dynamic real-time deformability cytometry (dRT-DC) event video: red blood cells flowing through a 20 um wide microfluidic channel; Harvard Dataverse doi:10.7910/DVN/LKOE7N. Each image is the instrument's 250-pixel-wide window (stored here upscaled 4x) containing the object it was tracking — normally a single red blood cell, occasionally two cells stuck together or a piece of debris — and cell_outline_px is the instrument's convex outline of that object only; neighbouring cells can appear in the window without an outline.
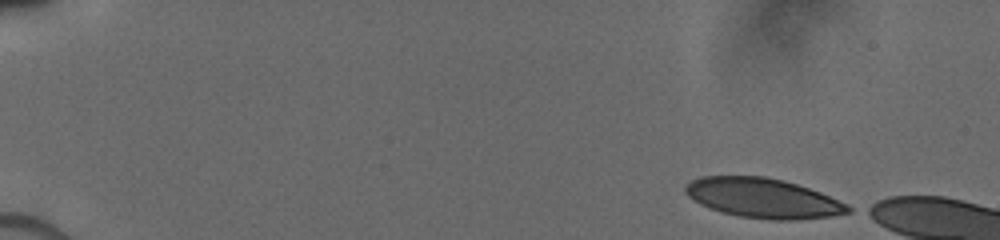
{"species": "human", "species_latin": "Homo sapiens", "temperature_condition": "cold", "stored_images_in_passage": 16, "camera_frame_rate_fps": 3000, "um_per_image_px": 0.085, "donor": {"sex": "male"}, "frame": {"image": 1, "passage_image": 1, "time_ms": 0.0, "image_size_px": [1000, 240], "cell_outline_px": [[856, 208], [852, 212], [832, 216], [796, 220], [772, 220], [740, 216], [708, 208], [700, 204], [688, 196], [684, 192], [684, 188], [692, 180], [700, 176], [764, 176], [784, 180], [820, 192], [848, 204]], "centroid_in_image_um": [64.9, 16.84], "position_along_channel_um": 20.1, "area_um2": 37.74}}